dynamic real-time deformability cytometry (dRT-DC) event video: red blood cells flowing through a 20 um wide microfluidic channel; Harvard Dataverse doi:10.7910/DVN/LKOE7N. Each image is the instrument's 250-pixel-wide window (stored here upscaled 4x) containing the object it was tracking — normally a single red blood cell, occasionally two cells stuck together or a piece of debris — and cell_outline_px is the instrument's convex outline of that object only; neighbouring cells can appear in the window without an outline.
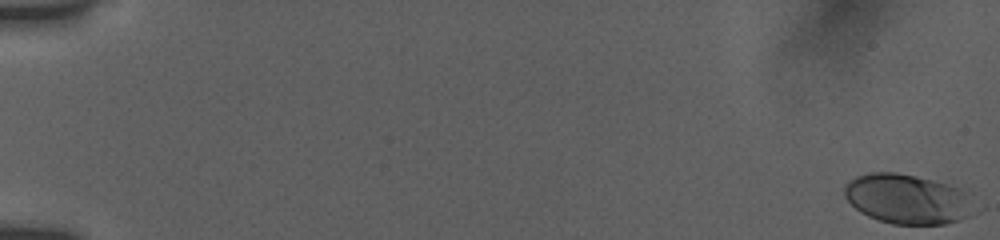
{"species": "human", "species_latin": "Homo sapiens", "temperature_condition": "room temperature", "stored_images_in_passage": 40, "camera_frame_rate_fps": 3000, "um_per_image_px": 0.085, "donor": {"sex": "female"}, "frame": {"image": 1, "passage_image": 1, "time_ms": 0.0, "image_size_px": [1000, 240], "cell_outline_px": [[968, 216], [960, 220], [944, 224], [892, 224], [868, 216], [860, 212], [844, 196], [844, 184], [856, 176], [872, 172], [896, 172], [916, 176], [948, 184], [960, 188], [968, 192]], "centroid_in_image_um": [77.05, 16.9], "position_along_channel_um": 7.9, "area_um2": 37.11}}
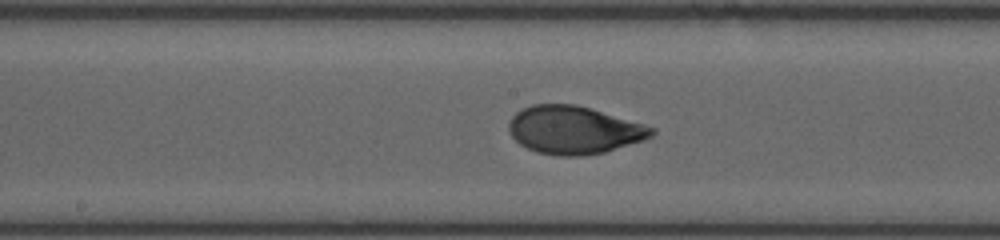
{"frame": {"image": 2, "passage_image": 22, "time_ms": 10.0, "image_size_px": [1000, 240], "cell_outline_px": [[656, 132], [652, 136], [644, 140], [604, 152], [580, 156], [560, 156], [536, 152], [520, 144], [508, 132], [508, 124], [512, 116], [520, 108], [532, 104], [576, 104], [644, 124], [656, 128]], "centroid_in_image_um": [48.77, 11.04], "position_along_channel_um": 199.4, "area_um2": 39.94}}
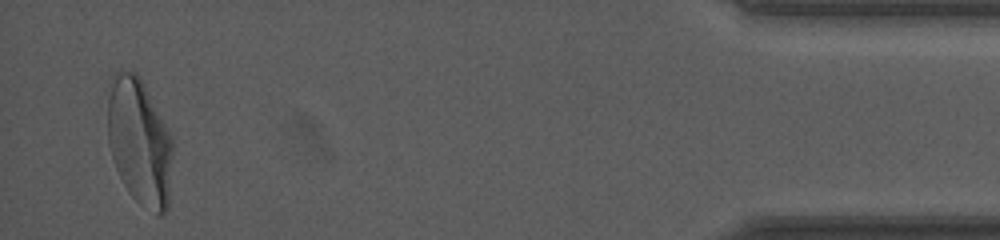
{"frame": {"image": 3, "passage_image": 40, "time_ms": 17.667, "image_size_px": [1000, 240], "cell_outline_px": [[172, 148], [168, 208], [160, 216], [140, 204], [128, 192], [112, 160], [108, 144], [108, 84], [112, 76], [116, 72], [136, 72], [140, 76], [172, 136]], "centroid_in_image_um": [11.84, 12.04], "position_along_channel_um": 423.4, "area_um2": 48.15}, "authors_computed_cell_mechanics": {"area_um2": 39.593, "velocity_mm_per_s": 3.8415, "shape_relaxation_time_tau1_ms": 3.1514, "shape_relaxation_time_tau2_ms": null, "deformation_change_tau1": 0.1755, "deformation_change_tau2": null}}